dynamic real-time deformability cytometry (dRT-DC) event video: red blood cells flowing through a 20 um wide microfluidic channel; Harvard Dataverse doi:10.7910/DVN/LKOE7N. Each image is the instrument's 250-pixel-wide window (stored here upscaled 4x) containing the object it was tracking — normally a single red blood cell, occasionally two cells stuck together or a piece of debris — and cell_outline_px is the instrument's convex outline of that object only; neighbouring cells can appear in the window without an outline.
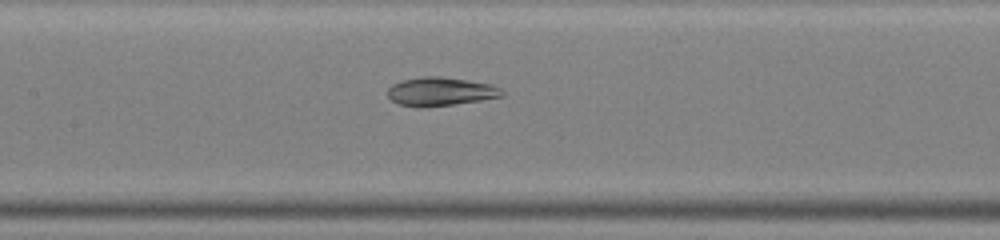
{"species": "common noctule bat (a hibernating species)", "species_latin": "Nyctalus noctula", "temperature_condition": "warm", "stored_images_in_passage": 48, "segment_of_instrument_passage": [2, 2], "camera_frame_rate_fps": 3000, "um_per_image_px": 0.085, "animal": {"sex": "male", "body_mass_g": 19.0, "forearm_length_mm": 50.8}, "frame": {"image": 1, "passage_image": 23, "time_ms": 7.333, "image_size_px": [1000, 240], "cell_outline_px": [[504, 96], [480, 100], [452, 104], [400, 104], [392, 100], [388, 96], [388, 88], [392, 84], [404, 80], [424, 76], [440, 76], [492, 84], [500, 88], [504, 92]], "centroid_in_image_um": [37.5, 7.73], "position_along_channel_um": 169.9, "area_um2": 18.15}}
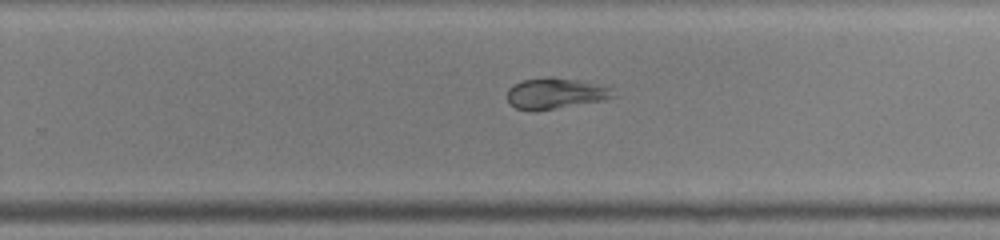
{"frame": {"image": 2, "passage_image": 31, "time_ms": 10.0, "image_size_px": [1000, 240], "cell_outline_px": [[616, 96], [604, 100], [556, 108], [516, 108], [508, 100], [508, 88], [512, 84], [524, 80], [548, 76], [552, 76], [600, 84], [612, 88]], "centroid_in_image_um": [47.26, 7.89], "position_along_channel_um": 282.5, "area_um2": 18.61}}
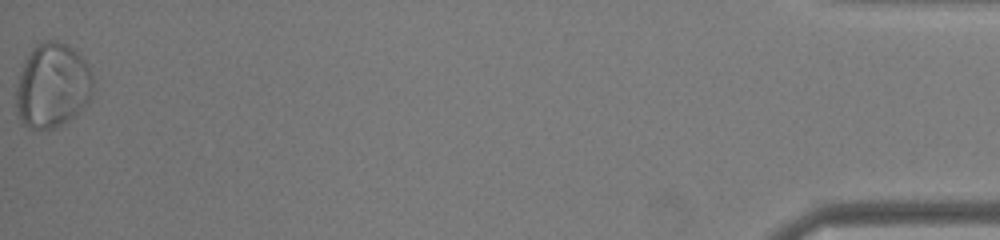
{"frame": {"image": 3, "passage_image": 48, "time_ms": 15.667, "image_size_px": [1000, 240], "cell_outline_px": [[92, 92], [88, 104], [72, 116], [60, 124], [52, 128], [32, 128], [24, 124], [20, 120], [16, 104], [16, 88], [20, 72], [24, 60], [32, 48], [36, 44], [44, 40], [56, 40], [68, 44], [88, 64], [92, 72]], "centroid_in_image_um": [4.45, 7.23], "position_along_channel_um": 430.8, "area_um2": 37.8}}